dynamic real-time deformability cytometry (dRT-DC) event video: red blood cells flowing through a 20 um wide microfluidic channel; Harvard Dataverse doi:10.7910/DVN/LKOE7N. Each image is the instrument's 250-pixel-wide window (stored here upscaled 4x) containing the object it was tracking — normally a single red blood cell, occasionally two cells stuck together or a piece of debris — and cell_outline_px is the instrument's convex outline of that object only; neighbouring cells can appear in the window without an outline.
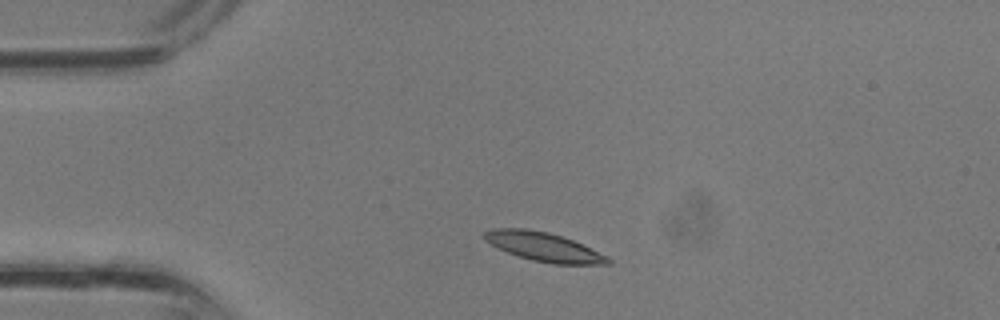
{"species": "common noctule bat (a hibernating species)", "species_latin": "Nyctalus noctula", "temperature_condition": "room temperature", "stored_images_in_passage": 29, "camera_frame_rate_fps": 3000, "um_per_image_px": 0.085, "animal": {"sex": "male", "body_mass_g": 13.3}, "frame": {"image": 1, "passage_image": 1, "time_ms": 0.0, "image_size_px": [1000, 320], "cell_outline_px": [[612, 264], [552, 264], [532, 260], [508, 252], [484, 240], [484, 232], [492, 228], [524, 228], [548, 232], [572, 240], [608, 256], [612, 260]], "centroid_in_image_um": [46.23, 20.98], "position_along_channel_um": 38.8, "area_um2": 20.58}}
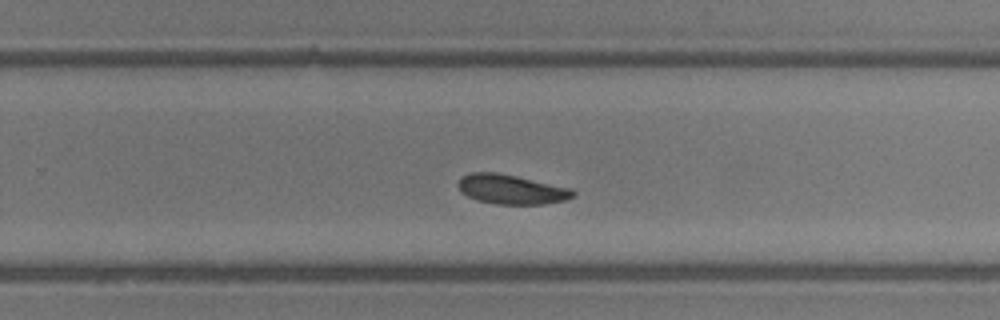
{"frame": {"image": 2, "passage_image": 16, "time_ms": 5.0, "image_size_px": [1000, 320], "cell_outline_px": [[576, 196], [564, 200], [544, 204], [496, 204], [476, 200], [460, 192], [456, 184], [460, 176], [472, 172], [496, 172], [516, 176], [572, 188], [576, 192]], "centroid_in_image_um": [43.44, 16.09], "position_along_channel_um": 286.4, "area_um2": 20.0}}
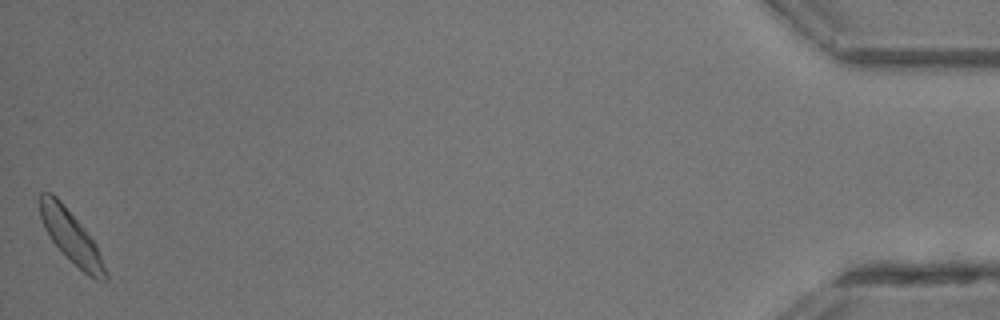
{"frame": {"image": 3, "passage_image": 29, "time_ms": 9.333, "image_size_px": [1000, 320], "cell_outline_px": [[108, 280], [96, 280], [88, 276], [52, 240], [44, 228], [40, 216], [40, 192], [52, 192], [60, 200], [88, 232], [96, 244], [108, 276]], "centroid_in_image_um": [6.05, 20.09], "position_along_channel_um": 429.2, "area_um2": 19.42}}